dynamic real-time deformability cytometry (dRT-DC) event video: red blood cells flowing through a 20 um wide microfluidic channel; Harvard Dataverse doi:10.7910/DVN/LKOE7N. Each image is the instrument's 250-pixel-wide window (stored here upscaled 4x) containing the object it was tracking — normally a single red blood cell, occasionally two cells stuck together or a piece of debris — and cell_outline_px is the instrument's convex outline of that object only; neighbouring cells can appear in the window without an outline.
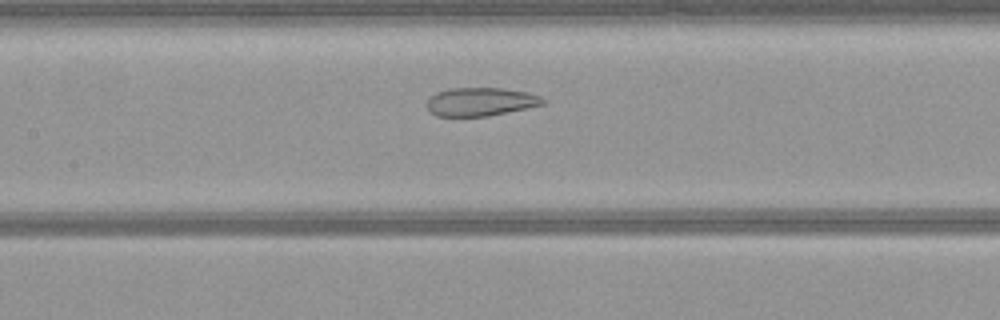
{"species": "common noctule bat (a hibernating species)", "species_latin": "Nyctalus noctula", "temperature_condition": "warm", "stored_images_in_passage": 37, "camera_frame_rate_fps": 3000, "um_per_image_px": 0.085, "animal": {"sex": "female", "body_mass_g": 21.9}, "frame": {"image": 1, "passage_image": 11, "time_ms": 3.333, "image_size_px": [1000, 320], "cell_outline_px": [[544, 104], [488, 116], [436, 116], [428, 108], [428, 100], [436, 92], [452, 88], [504, 88], [528, 92], [540, 96], [544, 100]], "centroid_in_image_um": [40.86, 8.64], "position_along_channel_um": 166.5, "area_um2": 18.96}}
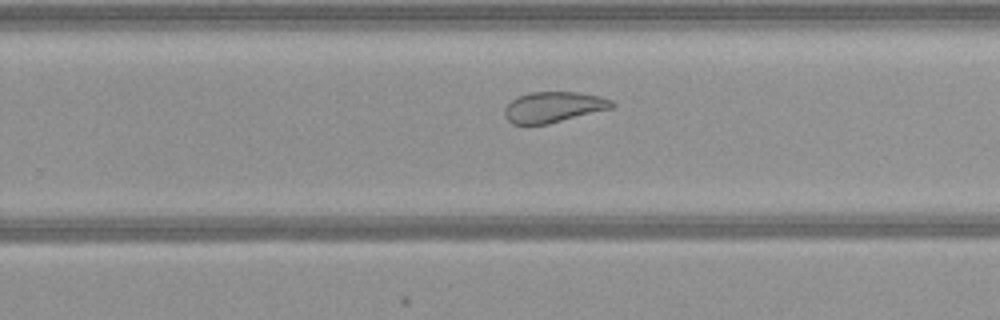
{"frame": {"image": 2, "passage_image": 20, "time_ms": 6.333, "image_size_px": [1000, 320], "cell_outline_px": [[616, 104], [612, 108], [548, 124], [512, 124], [504, 116], [504, 108], [516, 96], [528, 92], [576, 92], [600, 96], [612, 100]], "centroid_in_image_um": [47.03, 9.09], "position_along_channel_um": 282.8, "area_um2": 19.25}}
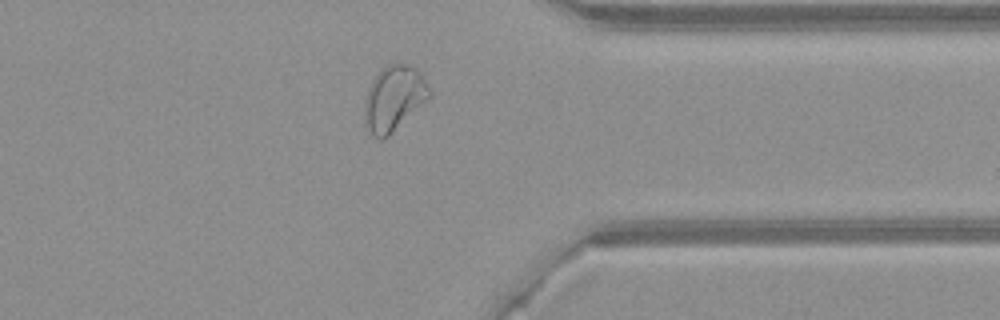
{"frame": {"image": 3, "passage_image": 28, "time_ms": 9.0, "image_size_px": [1000, 320], "cell_outline_px": [[432, 96], [384, 140], [380, 140], [372, 136], [364, 120], [364, 100], [368, 88], [372, 80], [388, 64], [412, 64], [420, 72], [432, 92]], "centroid_in_image_um": [33.49, 8.38], "position_along_channel_um": 377.9, "area_um2": 24.74}}